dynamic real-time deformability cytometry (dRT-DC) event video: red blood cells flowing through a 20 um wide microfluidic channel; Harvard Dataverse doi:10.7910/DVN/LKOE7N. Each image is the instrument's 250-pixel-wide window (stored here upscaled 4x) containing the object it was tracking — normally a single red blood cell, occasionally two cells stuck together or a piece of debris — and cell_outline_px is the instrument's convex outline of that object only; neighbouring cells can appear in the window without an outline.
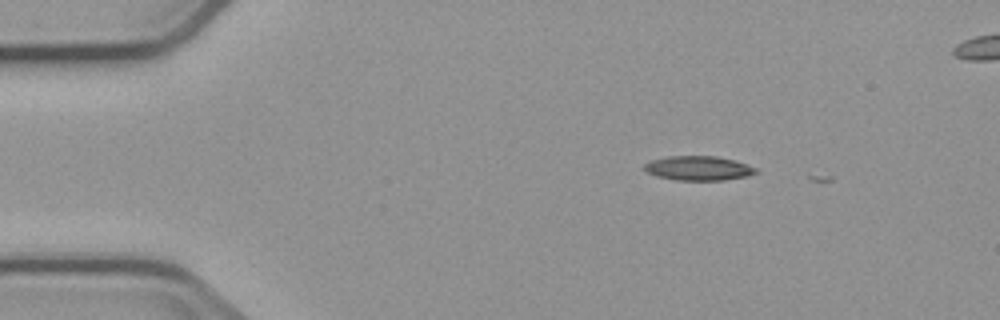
{"species": "common noctule bat (a hibernating species)", "species_latin": "Nyctalus noctula", "temperature_condition": "cold", "stored_images_in_passage": 3, "camera_frame_rate_fps": 3000, "um_per_image_px": 0.085, "animal": {"sex": "male", "body_mass_g": 23.1, "forearm_length_mm": 52.7}, "frame": {"image": 1, "passage_image": 2, "time_ms": 1.333, "image_size_px": [1000, 320], "cell_outline_px": [[760, 172], [748, 176], [724, 180], [676, 180], [656, 176], [648, 172], [644, 168], [644, 164], [652, 160], [668, 156], [716, 156], [732, 160], [756, 168]], "centroid_in_image_um": [59.37, 14.3], "position_along_channel_um": 25.6, "area_um2": 15.72}}